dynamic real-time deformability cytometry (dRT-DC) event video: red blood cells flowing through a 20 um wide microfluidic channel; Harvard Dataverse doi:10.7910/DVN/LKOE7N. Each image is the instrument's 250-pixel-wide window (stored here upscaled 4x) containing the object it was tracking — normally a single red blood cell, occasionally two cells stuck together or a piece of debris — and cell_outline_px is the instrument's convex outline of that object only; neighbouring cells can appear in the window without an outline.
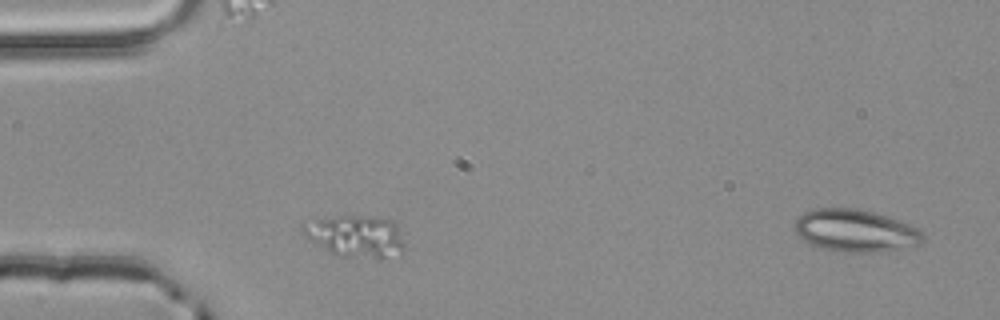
{"species": "common noctule bat (a hibernating species)", "species_latin": "Nyctalus noctula", "temperature_condition": "room temperature", "stored_images_in_passage": 2, "segment_of_instrument_passage": [1, 2], "camera_frame_rate_fps": 3000, "um_per_image_px": 0.085, "animal": {"sex": "male", "body_mass_g": 20.4}, "frame": {"image": 1, "passage_image": 1, "time_ms": 0.0, "image_size_px": [1000, 320], "cell_outline_px": [[404, 248], [380, 260], [344, 256], [328, 252], [308, 240], [300, 232], [300, 224], [316, 220], [340, 216], [372, 216], [392, 220], [396, 224], [404, 244]], "centroid_in_image_um": [30.18, 20.08], "position_along_channel_um": 54.8, "area_um2": 24.85}}